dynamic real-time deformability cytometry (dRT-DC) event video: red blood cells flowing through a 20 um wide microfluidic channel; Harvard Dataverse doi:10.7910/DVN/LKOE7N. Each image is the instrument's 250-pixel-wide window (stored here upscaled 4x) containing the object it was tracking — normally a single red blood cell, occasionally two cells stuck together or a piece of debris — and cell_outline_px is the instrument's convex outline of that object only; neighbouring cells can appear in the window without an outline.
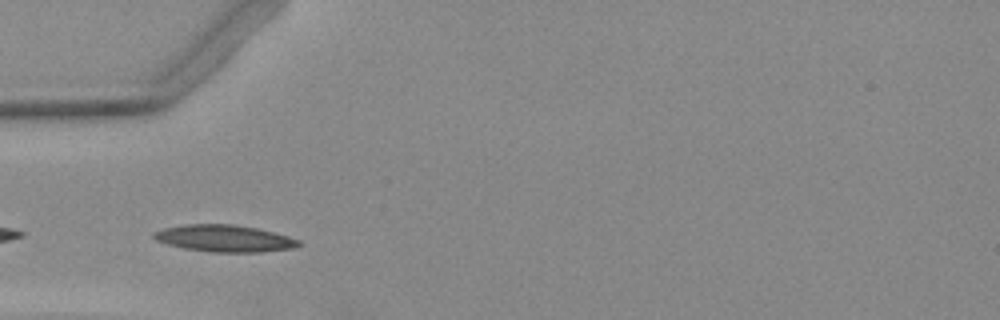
{"species": "Egyptian fruit bat (a non-hibernating species)", "species_latin": "Rousettus aegyptiacus", "temperature_condition": "warm", "stored_images_in_passage": 9, "camera_frame_rate_fps": 3000, "um_per_image_px": 0.085, "animal": {"sex": "female"}, "frame": {"image": 1, "passage_image": 2, "time_ms": 0.333, "image_size_px": [1000, 320], "cell_outline_px": [[300, 244], [296, 248], [260, 252], [212, 252], [184, 248], [168, 244], [156, 240], [152, 236], [152, 232], [164, 228], [188, 224], [232, 224], [256, 228], [288, 236], [300, 240]], "centroid_in_image_um": [19.08, 20.26], "position_along_channel_um": 65.9, "area_um2": 22.6}}